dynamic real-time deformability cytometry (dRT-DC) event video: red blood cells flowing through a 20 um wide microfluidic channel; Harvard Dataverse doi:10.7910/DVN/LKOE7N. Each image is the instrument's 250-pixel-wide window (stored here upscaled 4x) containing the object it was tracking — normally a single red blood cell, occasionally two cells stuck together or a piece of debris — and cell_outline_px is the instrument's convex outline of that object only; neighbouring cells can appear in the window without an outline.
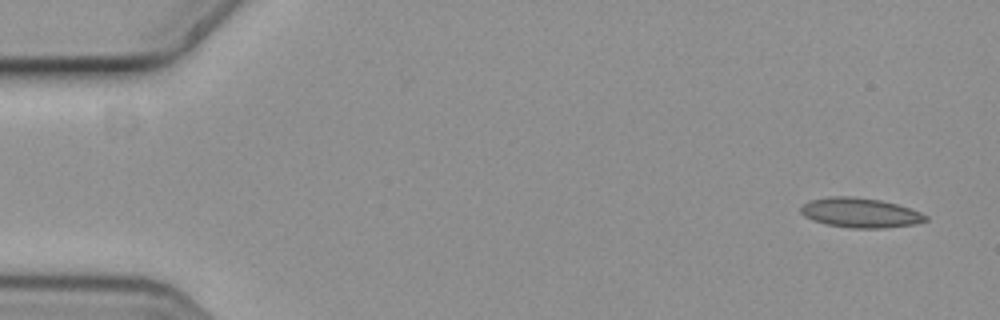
{"species": "common noctule bat (a hibernating species)", "species_latin": "Nyctalus noctula", "temperature_condition": "cold", "stored_images_in_passage": 5, "camera_frame_rate_fps": 3000, "um_per_image_px": 0.085, "animal": {"sex": "female", "body_mass_g": 19.3, "forearm_length_mm": 54.1}, "frame": {"image": 1, "passage_image": 1, "time_ms": 0.0, "image_size_px": [1000, 320], "cell_outline_px": [[928, 220], [916, 224], [884, 228], [852, 228], [824, 224], [812, 220], [804, 216], [800, 212], [800, 208], [804, 204], [812, 200], [828, 196], [852, 196], [880, 200], [896, 204], [920, 212], [928, 216]], "centroid_in_image_um": [73.11, 18.09], "position_along_channel_um": 11.9, "area_um2": 21.62}}
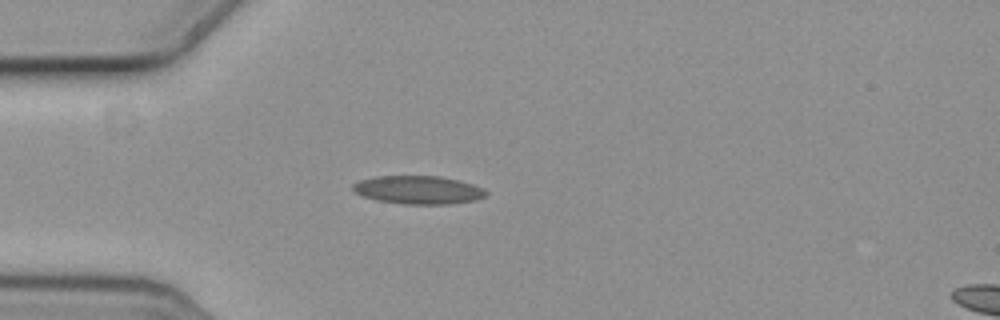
{"frame": {"image": 2, "passage_image": 5, "time_ms": 1.333, "image_size_px": [1000, 320], "cell_outline_px": [[488, 196], [476, 200], [448, 204], [404, 204], [376, 200], [360, 196], [352, 188], [352, 184], [360, 180], [376, 176], [440, 176], [472, 184], [484, 188], [488, 192]], "centroid_in_image_um": [35.56, 16.15], "position_along_channel_um": 49.4, "area_um2": 22.02}}